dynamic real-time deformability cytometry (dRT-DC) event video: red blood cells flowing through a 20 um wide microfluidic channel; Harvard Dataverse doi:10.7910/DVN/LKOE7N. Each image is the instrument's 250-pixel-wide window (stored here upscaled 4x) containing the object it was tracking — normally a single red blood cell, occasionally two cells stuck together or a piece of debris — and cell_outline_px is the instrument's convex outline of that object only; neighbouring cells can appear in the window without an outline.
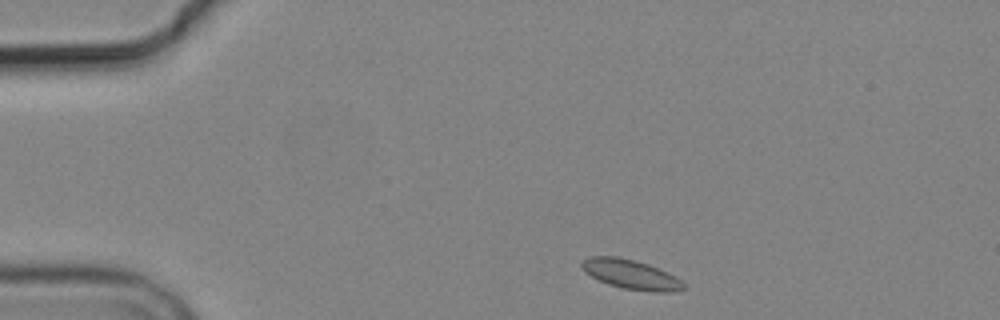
{"species": "common noctule bat (a hibernating species)", "species_latin": "Nyctalus noctula", "temperature_condition": "cold", "stored_images_in_passage": 6, "camera_frame_rate_fps": 3000, "um_per_image_px": 0.085, "animal": {"sex": "male", "body_mass_g": 19.2, "forearm_length_mm": 51.8}, "frame": {"image": 1, "passage_image": 1, "time_ms": 0.0, "image_size_px": [1000, 320], "cell_outline_px": [[684, 288], [676, 292], [652, 292], [624, 288], [608, 284], [584, 272], [580, 268], [580, 264], [588, 256], [616, 256], [636, 260], [648, 264], [668, 272], [676, 276], [684, 284]], "centroid_in_image_um": [53.62, 23.31], "position_along_channel_um": 31.4, "area_um2": 17.57}}
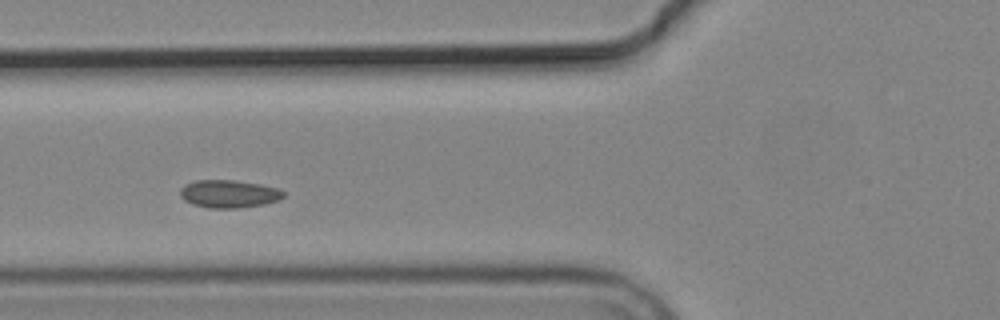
{"frame": {"image": 2, "passage_image": 4, "time_ms": 3.667, "image_size_px": [1000, 320], "cell_outline_px": [[284, 196], [280, 200], [264, 204], [236, 208], [208, 208], [192, 204], [184, 200], [180, 196], [180, 188], [184, 184], [196, 180], [236, 180], [260, 184], [280, 188], [284, 192]], "centroid_in_image_um": [19.45, 16.47], "position_along_channel_um": 106.3, "area_um2": 16.94}}
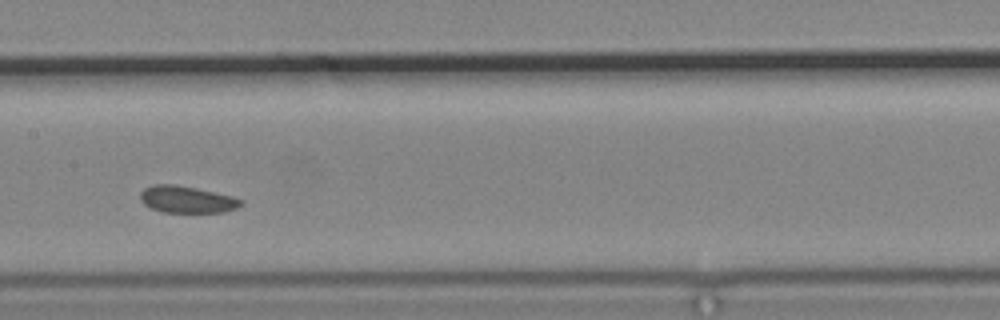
{"frame": {"image": 3, "passage_image": 6, "time_ms": 6.0, "image_size_px": [1000, 320], "cell_outline_px": [[244, 204], [236, 208], [224, 212], [164, 212], [152, 208], [144, 204], [140, 200], [140, 192], [144, 188], [152, 184], [172, 184], [196, 188], [232, 196], [240, 200]], "centroid_in_image_um": [15.85, 16.95], "position_along_channel_um": 191.5, "area_um2": 15.66}}